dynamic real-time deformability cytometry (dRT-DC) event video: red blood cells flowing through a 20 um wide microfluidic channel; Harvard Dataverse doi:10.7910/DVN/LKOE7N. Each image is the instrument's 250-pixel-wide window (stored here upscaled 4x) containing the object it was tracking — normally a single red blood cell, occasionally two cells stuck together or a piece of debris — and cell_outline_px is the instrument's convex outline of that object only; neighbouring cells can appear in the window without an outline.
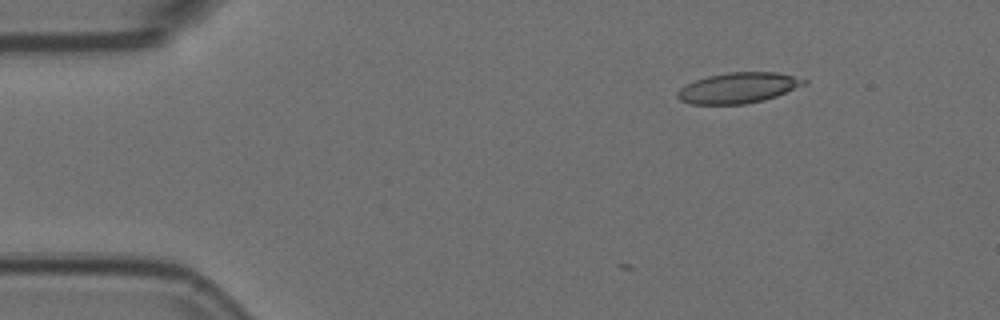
{"species": "Egyptian fruit bat (a non-hibernating species)", "species_latin": "Rousettus aegyptiacus", "temperature_condition": "room temperature", "stored_images_in_passage": 4, "camera_frame_rate_fps": 3000, "um_per_image_px": 0.085, "animal": {"sex": "female"}, "frame": {"image": 1, "passage_image": 1, "time_ms": 0.0, "image_size_px": [1000, 320], "cell_outline_px": [[808, 84], [776, 96], [764, 100], [744, 104], [692, 104], [680, 100], [676, 96], [676, 92], [680, 88], [696, 80], [708, 76], [728, 72], [776, 72], [808, 80]], "centroid_in_image_um": [62.77, 7.47], "position_along_channel_um": 22.2, "area_um2": 22.48}}